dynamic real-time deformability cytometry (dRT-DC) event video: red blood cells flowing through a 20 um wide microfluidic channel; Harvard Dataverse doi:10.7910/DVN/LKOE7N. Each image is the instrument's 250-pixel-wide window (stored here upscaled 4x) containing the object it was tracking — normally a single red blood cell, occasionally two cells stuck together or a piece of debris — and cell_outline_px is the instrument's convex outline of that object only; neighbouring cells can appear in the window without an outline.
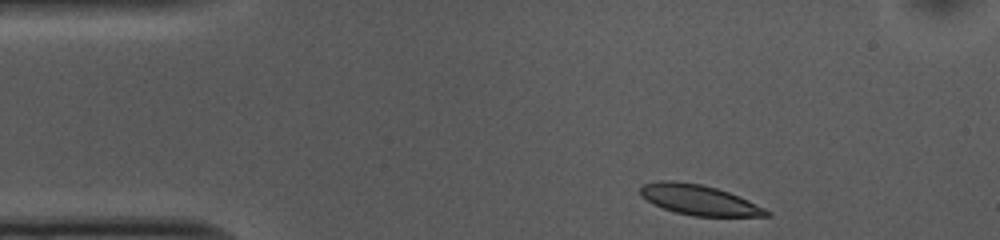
{"species": "common noctule bat (a hibernating species)", "species_latin": "Nyctalus noctula", "temperature_condition": "cold", "stored_images_in_passage": 37, "camera_frame_rate_fps": 3000, "um_per_image_px": 0.085, "animal": {"sex": "female", "body_mass_g": 10.0, "forearm_length_mm": 53.1}, "frame": {"image": 1, "passage_image": 1, "time_ms": 0.0, "image_size_px": [1000, 240], "cell_outline_px": [[772, 216], [692, 216], [676, 212], [664, 208], [640, 196], [640, 184], [660, 180], [672, 180], [700, 184], [716, 188], [728, 192], [748, 200], [772, 212]], "centroid_in_image_um": [59.41, 16.98], "position_along_channel_um": 25.6, "area_um2": 22.08}}
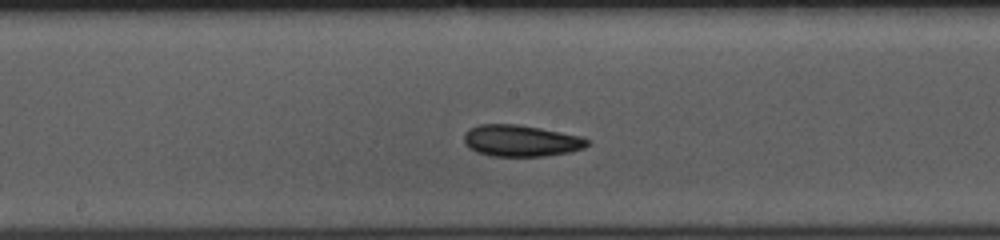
{"frame": {"image": 2, "passage_image": 20, "time_ms": 6.333, "image_size_px": [1000, 240], "cell_outline_px": [[588, 144], [584, 148], [568, 152], [548, 156], [492, 156], [476, 152], [468, 148], [464, 144], [464, 132], [468, 128], [480, 124], [520, 124], [584, 136], [588, 140]], "centroid_in_image_um": [44.26, 11.95], "position_along_channel_um": 203.9, "area_um2": 23.0}}
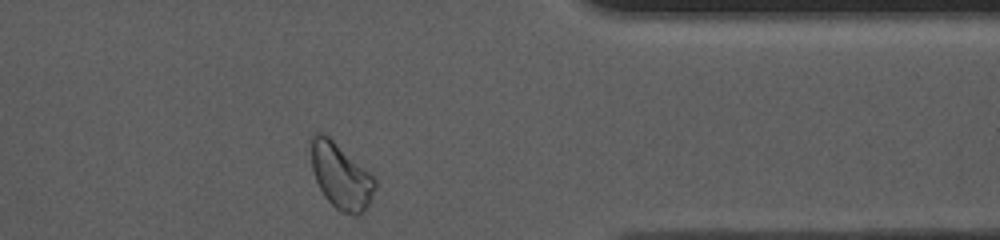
{"frame": {"image": 3, "passage_image": 36, "time_ms": 11.667, "image_size_px": [1000, 240], "cell_outline_px": [[376, 188], [368, 204], [360, 216], [356, 216], [340, 212], [324, 196], [312, 172], [308, 144], [308, 140], [316, 132], [324, 132], [368, 168], [376, 176]], "centroid_in_image_um": [28.96, 14.9], "position_along_channel_um": 382.4, "area_um2": 25.43}, "authors_computed_cell_mechanics": {"area_um2": 22.7154, "velocity_mm_per_s": 3.6525, "shape_relaxation_time_tau1_ms": 6.0267, "shape_relaxation_time_tau2_ms": 3.4789, "deformation_change_tau1": 0.1672, "deformation_change_tau2": 0.0982}}